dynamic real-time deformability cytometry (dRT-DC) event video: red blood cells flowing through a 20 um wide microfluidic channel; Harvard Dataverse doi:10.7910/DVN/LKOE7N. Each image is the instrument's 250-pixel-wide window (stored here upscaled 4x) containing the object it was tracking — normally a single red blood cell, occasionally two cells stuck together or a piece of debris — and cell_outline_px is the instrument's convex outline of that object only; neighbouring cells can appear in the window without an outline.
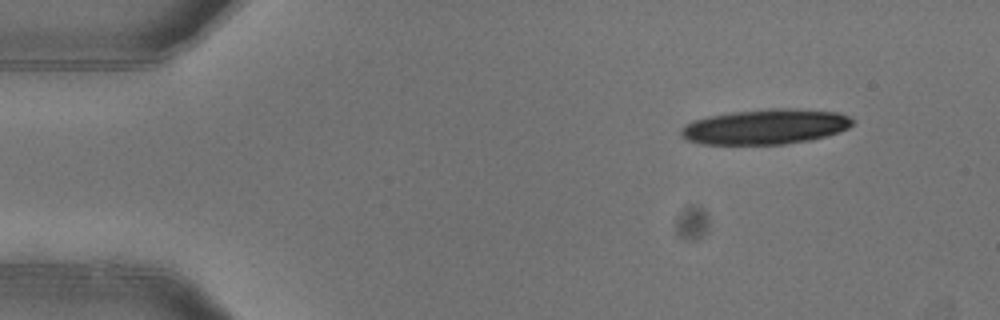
{"species": "common noctule bat (a hibernating species)", "species_latin": "Nyctalus noctula", "temperature_condition": "warm", "stored_images_in_passage": 4, "camera_frame_rate_fps": 3000, "um_per_image_px": 0.085, "animal": {"sex": "female"}, "frame": {"image": 1, "passage_image": 1, "time_ms": 0.0, "image_size_px": [1000, 320], "cell_outline_px": [[856, 120], [848, 128], [840, 132], [812, 140], [784, 144], [700, 144], [688, 140], [680, 136], [680, 128], [684, 124], [692, 120], [708, 116], [732, 112], [768, 108], [792, 108], [836, 112], [848, 116]], "centroid_in_image_um": [65.05, 10.77], "position_along_channel_um": 20.0, "area_um2": 35.49}}
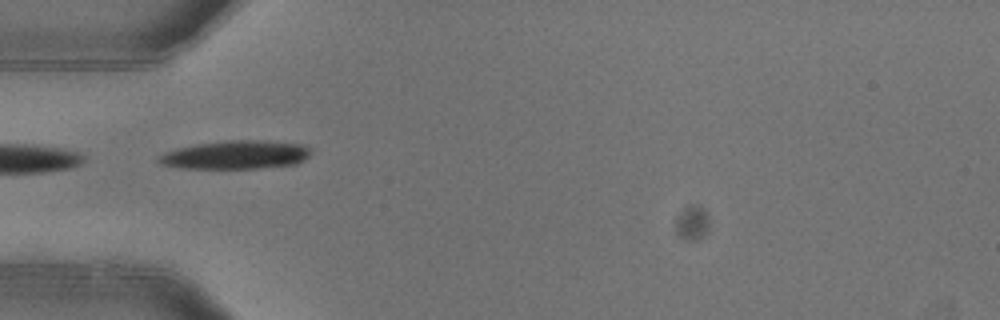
{"frame": {"image": 2, "passage_image": 4, "time_ms": 1.0, "image_size_px": [1000, 320], "cell_outline_px": [[308, 156], [304, 160], [296, 164], [256, 168], [180, 168], [160, 164], [156, 160], [156, 156], [164, 152], [176, 148], [196, 144], [228, 140], [264, 140], [304, 144], [308, 148]], "centroid_in_image_um": [19.97, 13.15], "position_along_channel_um": 65.0, "area_um2": 25.32}}